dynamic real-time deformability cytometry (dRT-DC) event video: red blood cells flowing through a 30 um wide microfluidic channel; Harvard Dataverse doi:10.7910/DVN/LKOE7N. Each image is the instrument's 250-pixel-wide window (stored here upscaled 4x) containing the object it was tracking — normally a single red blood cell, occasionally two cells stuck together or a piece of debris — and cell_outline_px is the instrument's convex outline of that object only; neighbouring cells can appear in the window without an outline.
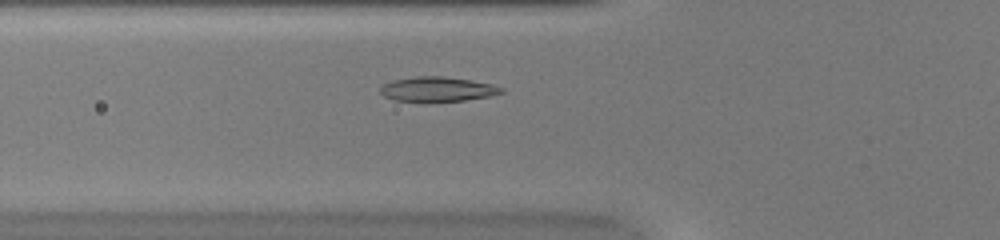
{"species": "common noctule bat (a hibernating species)", "species_latin": "Nyctalus noctula", "temperature_condition": "warm", "stored_images_in_passage": 35, "camera_frame_rate_fps": 3000, "um_per_image_px": 0.085, "animal": {"sex": "female", "body_mass_g": 20.0, "forearm_length_mm": 54.0}, "frame": {"image": 1, "passage_image": 3, "time_ms": 0.667, "image_size_px": [1000, 240], "cell_outline_px": [[504, 92], [488, 96], [464, 100], [428, 104], [424, 104], [392, 100], [384, 96], [380, 92], [380, 88], [384, 84], [392, 80], [416, 76], [444, 76], [492, 84], [504, 88]], "centroid_in_image_um": [37.12, 7.62], "position_along_channel_um": 88.7, "area_um2": 18.03}}
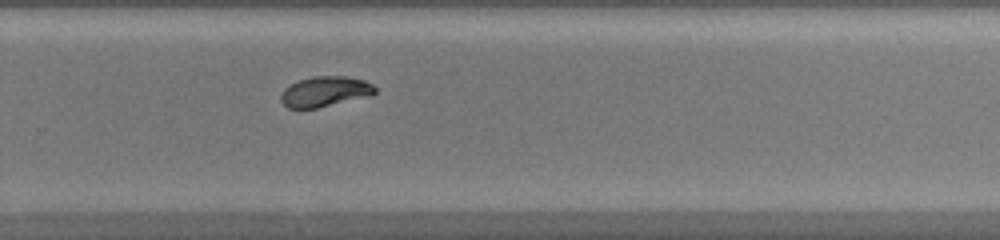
{"frame": {"image": 2, "passage_image": 19, "time_ms": 6.0, "image_size_px": [1000, 240], "cell_outline_px": [[376, 92], [372, 96], [316, 108], [288, 108], [280, 100], [280, 96], [284, 88], [300, 80], [312, 76], [344, 76], [364, 80], [372, 84], [376, 88]], "centroid_in_image_um": [27.65, 7.78], "position_along_channel_um": 302.2, "area_um2": 16.65}}
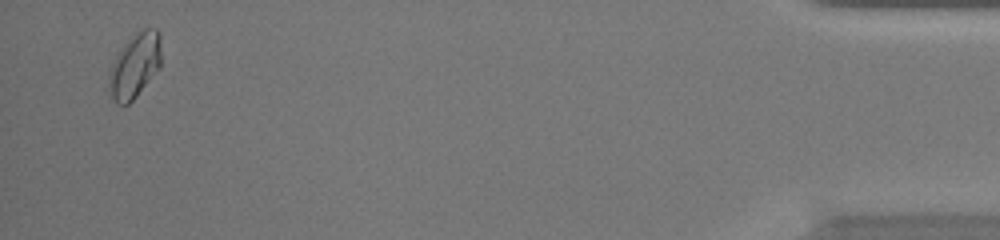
{"frame": {"image": 3, "passage_image": 34, "time_ms": 11.0, "image_size_px": [1000, 240], "cell_outline_px": [[160, 68], [136, 96], [128, 104], [116, 104], [112, 96], [108, 84], [108, 72], [116, 56], [124, 44], [136, 32], [144, 28], [156, 28], [160, 32]], "centroid_in_image_um": [11.46, 5.56], "position_along_channel_um": 423.7, "area_um2": 19.59}, "authors_computed_cell_mechanics": {"area_um2": 17.1666, "velocity_mm_per_s": 4.0053, "shape_relaxation_time_tau1_ms": 4.4943, "shape_relaxation_time_tau2_ms": null, "deformation_change_tau1": 0.1811, "deformation_change_tau2": null}}